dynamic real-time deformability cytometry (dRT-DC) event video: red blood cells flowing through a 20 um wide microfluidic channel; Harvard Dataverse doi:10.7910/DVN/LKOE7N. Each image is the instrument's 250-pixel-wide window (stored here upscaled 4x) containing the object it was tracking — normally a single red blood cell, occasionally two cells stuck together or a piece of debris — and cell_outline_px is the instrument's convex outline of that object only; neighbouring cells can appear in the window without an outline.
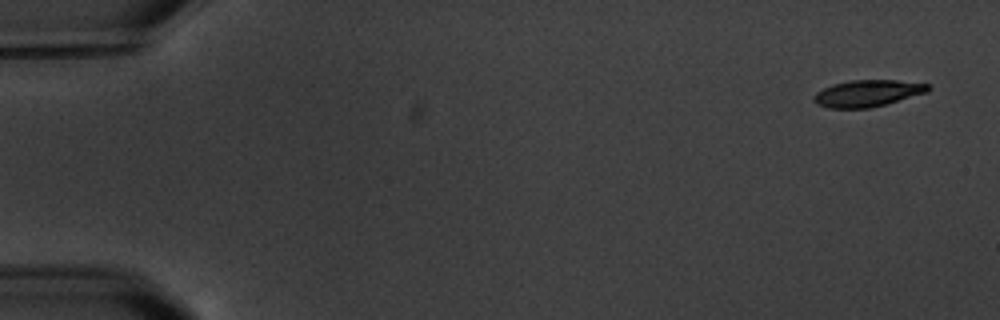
{"species": "common noctule bat (a hibernating species)", "species_latin": "Nyctalus noctula", "temperature_condition": "warm", "stored_images_in_passage": 5, "camera_frame_rate_fps": 3000, "um_per_image_px": 0.085, "animal": {"sex": "male", "body_mass_g": 20.1, "forearm_length_mm": 53.5}, "frame": {"image": 1, "passage_image": 1, "time_ms": 0.0, "image_size_px": [1000, 320], "cell_outline_px": [[932, 88], [928, 92], [872, 108], [828, 108], [816, 104], [812, 100], [812, 96], [816, 92], [832, 84], [848, 80], [896, 80], [928, 84]], "centroid_in_image_um": [73.71, 7.93], "position_along_channel_um": 11.3, "area_um2": 17.98}}
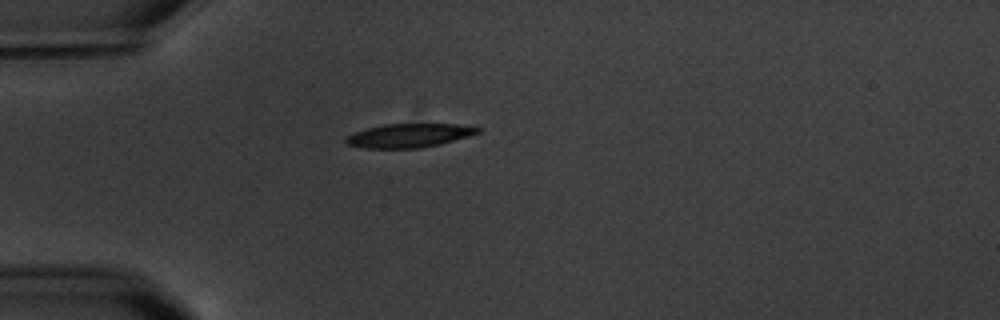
{"frame": {"image": 2, "passage_image": 5, "time_ms": 4.667, "image_size_px": [1000, 320], "cell_outline_px": [[484, 128], [480, 132], [468, 136], [440, 144], [420, 148], [364, 148], [348, 144], [344, 140], [344, 136], [368, 128], [384, 124], [456, 124]], "centroid_in_image_um": [34.78, 11.52], "position_along_channel_um": 50.2, "area_um2": 18.21}}